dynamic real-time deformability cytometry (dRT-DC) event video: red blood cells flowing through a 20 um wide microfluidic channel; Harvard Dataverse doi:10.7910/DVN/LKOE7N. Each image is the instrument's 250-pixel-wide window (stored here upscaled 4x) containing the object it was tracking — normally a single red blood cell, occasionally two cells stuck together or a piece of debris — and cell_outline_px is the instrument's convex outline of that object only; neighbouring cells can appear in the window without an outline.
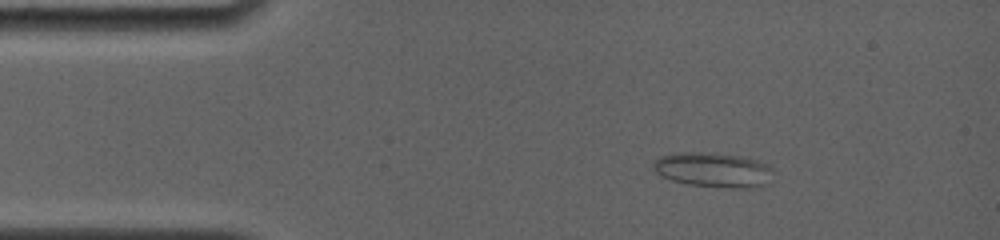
{"species": "common noctule bat (a hibernating species)", "species_latin": "Nyctalus noctula", "temperature_condition": "room temperature", "stored_images_in_passage": 9, "camera_frame_rate_fps": 4000, "um_per_image_px": 0.085, "animal": {"sex": "female", "body_mass_g": 19.0, "forearm_length_mm": 56.7}, "frame": {"image": 1, "passage_image": 4, "time_ms": 2.0, "image_size_px": [1000, 240], "cell_outline_px": [[772, 168], [768, 184], [752, 188], [732, 188], [688, 184], [672, 180], [660, 176], [652, 168], [652, 164], [660, 156], [676, 152], [716, 152], [740, 156], [756, 160]], "centroid_in_image_um": [60.59, 14.43], "position_along_channel_um": 24.4, "area_um2": 24.39}}
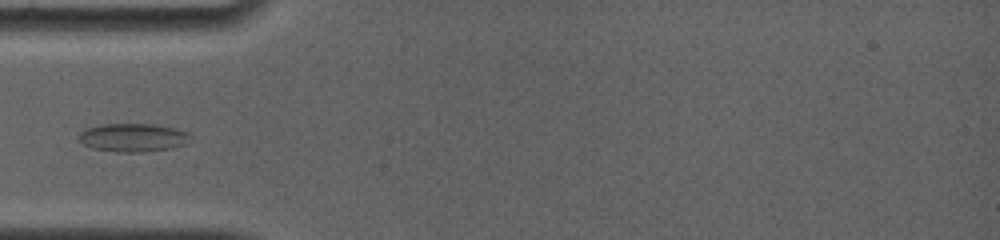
{"frame": {"image": 2, "passage_image": 8, "time_ms": 4.75, "image_size_px": [1000, 240], "cell_outline_px": [[192, 136], [184, 144], [172, 148], [140, 152], [120, 152], [92, 148], [84, 144], [76, 136], [84, 128], [100, 124], [152, 124], [176, 128], [188, 132]], "centroid_in_image_um": [11.28, 11.68], "position_along_channel_um": 73.7, "area_um2": 18.5}}